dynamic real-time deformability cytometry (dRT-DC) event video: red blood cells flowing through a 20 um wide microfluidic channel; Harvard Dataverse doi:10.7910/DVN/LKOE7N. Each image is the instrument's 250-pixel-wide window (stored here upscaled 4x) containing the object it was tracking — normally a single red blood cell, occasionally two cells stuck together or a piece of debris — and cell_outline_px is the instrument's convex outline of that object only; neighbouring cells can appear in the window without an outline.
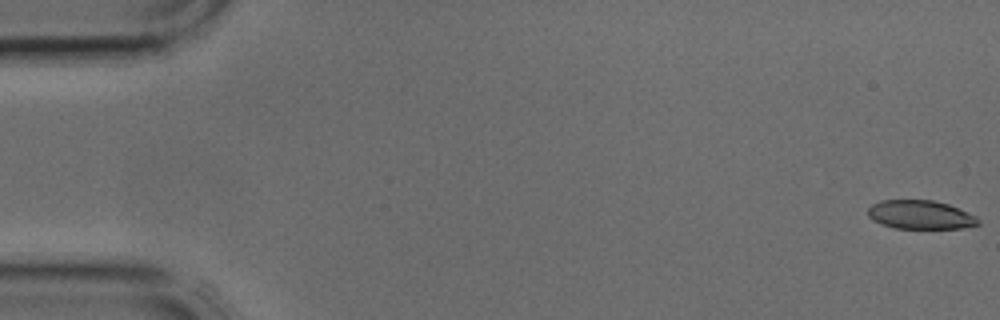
{"species": "common noctule bat (a hibernating species)", "species_latin": "Nyctalus noctula", "temperature_condition": "cold", "stored_images_in_passage": 4, "camera_frame_rate_fps": 3000, "um_per_image_px": 0.085, "animal": {"sex": "male", "body_mass_g": 17.9, "forearm_length_mm": 54.2}, "frame": {"image": 1, "passage_image": 1, "time_ms": 0.0, "image_size_px": [1000, 320], "cell_outline_px": [[980, 224], [964, 228], [896, 228], [880, 224], [872, 220], [868, 216], [868, 208], [872, 204], [880, 200], [932, 200], [948, 204], [976, 216], [980, 220]], "centroid_in_image_um": [78.22, 18.25], "position_along_channel_um": 6.8, "area_um2": 18.5}}